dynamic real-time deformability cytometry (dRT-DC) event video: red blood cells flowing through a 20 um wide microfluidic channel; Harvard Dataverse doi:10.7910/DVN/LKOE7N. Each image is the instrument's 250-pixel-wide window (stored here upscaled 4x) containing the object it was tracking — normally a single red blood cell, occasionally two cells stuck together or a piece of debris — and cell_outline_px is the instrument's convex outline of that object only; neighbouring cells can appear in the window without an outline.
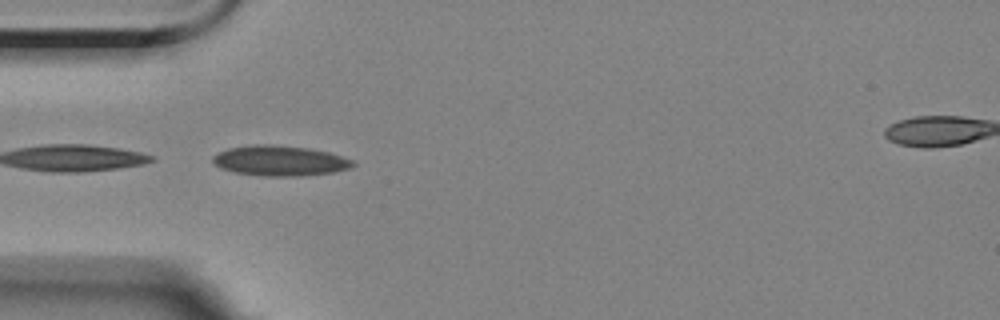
{"species": "Egyptian fruit bat (a non-hibernating species)", "species_latin": "Rousettus aegyptiacus", "temperature_condition": "room temperature", "stored_images_in_passage": 4, "camera_frame_rate_fps": 3000, "um_per_image_px": 0.085, "animal": {"sex": "female"}, "frame": {"image": 1, "passage_image": 3, "time_ms": 3.0, "image_size_px": [1000, 320], "cell_outline_px": [[356, 164], [348, 168], [332, 172], [296, 176], [264, 176], [236, 172], [220, 168], [212, 164], [212, 156], [228, 148], [252, 144], [272, 144], [308, 148], [328, 152], [352, 160]], "centroid_in_image_um": [23.73, 13.65], "position_along_channel_um": 61.3, "area_um2": 24.57}}